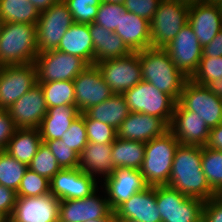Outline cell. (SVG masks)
I'll return each instance as SVG.
<instances>
[{"mask_svg": "<svg viewBox=\"0 0 222 222\" xmlns=\"http://www.w3.org/2000/svg\"><path fill=\"white\" fill-rule=\"evenodd\" d=\"M201 167L210 188L217 194L222 189V151L202 147Z\"/></svg>", "mask_w": 222, "mask_h": 222, "instance_id": "obj_35", "label": "cell"}, {"mask_svg": "<svg viewBox=\"0 0 222 222\" xmlns=\"http://www.w3.org/2000/svg\"><path fill=\"white\" fill-rule=\"evenodd\" d=\"M163 49L169 54L177 69L191 79L202 58V46L192 27L187 23Z\"/></svg>", "mask_w": 222, "mask_h": 222, "instance_id": "obj_13", "label": "cell"}, {"mask_svg": "<svg viewBox=\"0 0 222 222\" xmlns=\"http://www.w3.org/2000/svg\"><path fill=\"white\" fill-rule=\"evenodd\" d=\"M162 0H123L126 11L151 21Z\"/></svg>", "mask_w": 222, "mask_h": 222, "instance_id": "obj_44", "label": "cell"}, {"mask_svg": "<svg viewBox=\"0 0 222 222\" xmlns=\"http://www.w3.org/2000/svg\"><path fill=\"white\" fill-rule=\"evenodd\" d=\"M73 84L75 105L81 113L113 95L96 64L88 65L73 80Z\"/></svg>", "mask_w": 222, "mask_h": 222, "instance_id": "obj_15", "label": "cell"}, {"mask_svg": "<svg viewBox=\"0 0 222 222\" xmlns=\"http://www.w3.org/2000/svg\"><path fill=\"white\" fill-rule=\"evenodd\" d=\"M216 197L222 202V189L216 194Z\"/></svg>", "mask_w": 222, "mask_h": 222, "instance_id": "obj_58", "label": "cell"}, {"mask_svg": "<svg viewBox=\"0 0 222 222\" xmlns=\"http://www.w3.org/2000/svg\"><path fill=\"white\" fill-rule=\"evenodd\" d=\"M56 158L61 169H74L79 166V154L70 149L62 140L43 141Z\"/></svg>", "mask_w": 222, "mask_h": 222, "instance_id": "obj_43", "label": "cell"}, {"mask_svg": "<svg viewBox=\"0 0 222 222\" xmlns=\"http://www.w3.org/2000/svg\"><path fill=\"white\" fill-rule=\"evenodd\" d=\"M17 192L11 188L0 185V212L8 219L12 216L16 204Z\"/></svg>", "mask_w": 222, "mask_h": 222, "instance_id": "obj_46", "label": "cell"}, {"mask_svg": "<svg viewBox=\"0 0 222 222\" xmlns=\"http://www.w3.org/2000/svg\"><path fill=\"white\" fill-rule=\"evenodd\" d=\"M84 122L86 126L88 142L107 144L113 143L116 140L117 129L111 125L105 124L95 119H90L85 113Z\"/></svg>", "mask_w": 222, "mask_h": 222, "instance_id": "obj_40", "label": "cell"}, {"mask_svg": "<svg viewBox=\"0 0 222 222\" xmlns=\"http://www.w3.org/2000/svg\"><path fill=\"white\" fill-rule=\"evenodd\" d=\"M132 52L151 47L150 21L124 9L121 21L114 31Z\"/></svg>", "mask_w": 222, "mask_h": 222, "instance_id": "obj_24", "label": "cell"}, {"mask_svg": "<svg viewBox=\"0 0 222 222\" xmlns=\"http://www.w3.org/2000/svg\"><path fill=\"white\" fill-rule=\"evenodd\" d=\"M38 9L28 0H0V18L3 23H28L36 25Z\"/></svg>", "mask_w": 222, "mask_h": 222, "instance_id": "obj_32", "label": "cell"}, {"mask_svg": "<svg viewBox=\"0 0 222 222\" xmlns=\"http://www.w3.org/2000/svg\"><path fill=\"white\" fill-rule=\"evenodd\" d=\"M211 92L216 94L220 99H222V79H216L211 81L207 86H206Z\"/></svg>", "mask_w": 222, "mask_h": 222, "instance_id": "obj_51", "label": "cell"}, {"mask_svg": "<svg viewBox=\"0 0 222 222\" xmlns=\"http://www.w3.org/2000/svg\"><path fill=\"white\" fill-rule=\"evenodd\" d=\"M47 193H50V180L28 168L20 182L17 197H37Z\"/></svg>", "mask_w": 222, "mask_h": 222, "instance_id": "obj_37", "label": "cell"}, {"mask_svg": "<svg viewBox=\"0 0 222 222\" xmlns=\"http://www.w3.org/2000/svg\"><path fill=\"white\" fill-rule=\"evenodd\" d=\"M42 142L38 128L16 129L5 151L28 166Z\"/></svg>", "mask_w": 222, "mask_h": 222, "instance_id": "obj_29", "label": "cell"}, {"mask_svg": "<svg viewBox=\"0 0 222 222\" xmlns=\"http://www.w3.org/2000/svg\"><path fill=\"white\" fill-rule=\"evenodd\" d=\"M98 189L90 196L82 199L61 200L59 206V222H86L103 218H114L108 200L100 197Z\"/></svg>", "mask_w": 222, "mask_h": 222, "instance_id": "obj_16", "label": "cell"}, {"mask_svg": "<svg viewBox=\"0 0 222 222\" xmlns=\"http://www.w3.org/2000/svg\"><path fill=\"white\" fill-rule=\"evenodd\" d=\"M89 32L93 42L94 64L99 61L126 57L132 53L119 35L99 24L94 22L89 24Z\"/></svg>", "mask_w": 222, "mask_h": 222, "instance_id": "obj_25", "label": "cell"}, {"mask_svg": "<svg viewBox=\"0 0 222 222\" xmlns=\"http://www.w3.org/2000/svg\"><path fill=\"white\" fill-rule=\"evenodd\" d=\"M114 215L139 222H162L156 204V186H148L132 195L114 211Z\"/></svg>", "mask_w": 222, "mask_h": 222, "instance_id": "obj_23", "label": "cell"}, {"mask_svg": "<svg viewBox=\"0 0 222 222\" xmlns=\"http://www.w3.org/2000/svg\"><path fill=\"white\" fill-rule=\"evenodd\" d=\"M113 218H103V219H97V220H88L86 222H112Z\"/></svg>", "mask_w": 222, "mask_h": 222, "instance_id": "obj_54", "label": "cell"}, {"mask_svg": "<svg viewBox=\"0 0 222 222\" xmlns=\"http://www.w3.org/2000/svg\"><path fill=\"white\" fill-rule=\"evenodd\" d=\"M3 22H2V19L0 18V34H1V29H2V27H3Z\"/></svg>", "mask_w": 222, "mask_h": 222, "instance_id": "obj_59", "label": "cell"}, {"mask_svg": "<svg viewBox=\"0 0 222 222\" xmlns=\"http://www.w3.org/2000/svg\"><path fill=\"white\" fill-rule=\"evenodd\" d=\"M16 129L8 110L0 109V150H5Z\"/></svg>", "mask_w": 222, "mask_h": 222, "instance_id": "obj_45", "label": "cell"}, {"mask_svg": "<svg viewBox=\"0 0 222 222\" xmlns=\"http://www.w3.org/2000/svg\"><path fill=\"white\" fill-rule=\"evenodd\" d=\"M39 12L45 11L52 5L57 4L60 0H28Z\"/></svg>", "mask_w": 222, "mask_h": 222, "instance_id": "obj_50", "label": "cell"}, {"mask_svg": "<svg viewBox=\"0 0 222 222\" xmlns=\"http://www.w3.org/2000/svg\"><path fill=\"white\" fill-rule=\"evenodd\" d=\"M0 222H9V219L0 212Z\"/></svg>", "mask_w": 222, "mask_h": 222, "instance_id": "obj_56", "label": "cell"}, {"mask_svg": "<svg viewBox=\"0 0 222 222\" xmlns=\"http://www.w3.org/2000/svg\"><path fill=\"white\" fill-rule=\"evenodd\" d=\"M112 222H139V221H135V220H132V219L118 218L117 216L114 215V218H113Z\"/></svg>", "mask_w": 222, "mask_h": 222, "instance_id": "obj_53", "label": "cell"}, {"mask_svg": "<svg viewBox=\"0 0 222 222\" xmlns=\"http://www.w3.org/2000/svg\"><path fill=\"white\" fill-rule=\"evenodd\" d=\"M178 103L185 110L199 114L209 129L222 123V99L191 79L185 82Z\"/></svg>", "mask_w": 222, "mask_h": 222, "instance_id": "obj_10", "label": "cell"}, {"mask_svg": "<svg viewBox=\"0 0 222 222\" xmlns=\"http://www.w3.org/2000/svg\"><path fill=\"white\" fill-rule=\"evenodd\" d=\"M168 1L181 3V4L187 5L189 7L203 2V0H168Z\"/></svg>", "mask_w": 222, "mask_h": 222, "instance_id": "obj_52", "label": "cell"}, {"mask_svg": "<svg viewBox=\"0 0 222 222\" xmlns=\"http://www.w3.org/2000/svg\"><path fill=\"white\" fill-rule=\"evenodd\" d=\"M57 50L80 57L93 65L94 49L89 24L74 22L61 38Z\"/></svg>", "mask_w": 222, "mask_h": 222, "instance_id": "obj_28", "label": "cell"}, {"mask_svg": "<svg viewBox=\"0 0 222 222\" xmlns=\"http://www.w3.org/2000/svg\"><path fill=\"white\" fill-rule=\"evenodd\" d=\"M205 147L222 151V123L210 129Z\"/></svg>", "mask_w": 222, "mask_h": 222, "instance_id": "obj_49", "label": "cell"}, {"mask_svg": "<svg viewBox=\"0 0 222 222\" xmlns=\"http://www.w3.org/2000/svg\"><path fill=\"white\" fill-rule=\"evenodd\" d=\"M28 168L49 180L61 170L56 158L44 142L39 146Z\"/></svg>", "mask_w": 222, "mask_h": 222, "instance_id": "obj_36", "label": "cell"}, {"mask_svg": "<svg viewBox=\"0 0 222 222\" xmlns=\"http://www.w3.org/2000/svg\"><path fill=\"white\" fill-rule=\"evenodd\" d=\"M88 65L84 59L59 50L38 53L37 83L73 81Z\"/></svg>", "mask_w": 222, "mask_h": 222, "instance_id": "obj_8", "label": "cell"}, {"mask_svg": "<svg viewBox=\"0 0 222 222\" xmlns=\"http://www.w3.org/2000/svg\"><path fill=\"white\" fill-rule=\"evenodd\" d=\"M81 112L76 105H60L47 109L40 127L42 141L61 139Z\"/></svg>", "mask_w": 222, "mask_h": 222, "instance_id": "obj_27", "label": "cell"}, {"mask_svg": "<svg viewBox=\"0 0 222 222\" xmlns=\"http://www.w3.org/2000/svg\"><path fill=\"white\" fill-rule=\"evenodd\" d=\"M60 200L52 193L17 197L9 222H59Z\"/></svg>", "mask_w": 222, "mask_h": 222, "instance_id": "obj_18", "label": "cell"}, {"mask_svg": "<svg viewBox=\"0 0 222 222\" xmlns=\"http://www.w3.org/2000/svg\"><path fill=\"white\" fill-rule=\"evenodd\" d=\"M73 23L72 14L63 0L40 12L36 24L39 53L57 50L61 38Z\"/></svg>", "mask_w": 222, "mask_h": 222, "instance_id": "obj_9", "label": "cell"}, {"mask_svg": "<svg viewBox=\"0 0 222 222\" xmlns=\"http://www.w3.org/2000/svg\"><path fill=\"white\" fill-rule=\"evenodd\" d=\"M36 84L35 63L0 67V109L8 110Z\"/></svg>", "mask_w": 222, "mask_h": 222, "instance_id": "obj_12", "label": "cell"}, {"mask_svg": "<svg viewBox=\"0 0 222 222\" xmlns=\"http://www.w3.org/2000/svg\"><path fill=\"white\" fill-rule=\"evenodd\" d=\"M169 126L159 117L139 112H130L117 129V137L124 140L147 143L163 135Z\"/></svg>", "mask_w": 222, "mask_h": 222, "instance_id": "obj_21", "label": "cell"}, {"mask_svg": "<svg viewBox=\"0 0 222 222\" xmlns=\"http://www.w3.org/2000/svg\"><path fill=\"white\" fill-rule=\"evenodd\" d=\"M112 143L88 142L79 155V168L93 177L110 176L115 169L112 162ZM98 174V175H97ZM101 175V176H99Z\"/></svg>", "mask_w": 222, "mask_h": 222, "instance_id": "obj_26", "label": "cell"}, {"mask_svg": "<svg viewBox=\"0 0 222 222\" xmlns=\"http://www.w3.org/2000/svg\"><path fill=\"white\" fill-rule=\"evenodd\" d=\"M156 204L162 222H202L204 201L187 197L168 185L156 186Z\"/></svg>", "mask_w": 222, "mask_h": 222, "instance_id": "obj_6", "label": "cell"}, {"mask_svg": "<svg viewBox=\"0 0 222 222\" xmlns=\"http://www.w3.org/2000/svg\"><path fill=\"white\" fill-rule=\"evenodd\" d=\"M145 155V143L119 137L112 143L113 166L140 170Z\"/></svg>", "mask_w": 222, "mask_h": 222, "instance_id": "obj_31", "label": "cell"}, {"mask_svg": "<svg viewBox=\"0 0 222 222\" xmlns=\"http://www.w3.org/2000/svg\"><path fill=\"white\" fill-rule=\"evenodd\" d=\"M27 169L26 164L18 161L5 150H0V185L17 192Z\"/></svg>", "mask_w": 222, "mask_h": 222, "instance_id": "obj_34", "label": "cell"}, {"mask_svg": "<svg viewBox=\"0 0 222 222\" xmlns=\"http://www.w3.org/2000/svg\"><path fill=\"white\" fill-rule=\"evenodd\" d=\"M188 24L203 47L210 43L222 29V13L219 5L201 2L189 7Z\"/></svg>", "mask_w": 222, "mask_h": 222, "instance_id": "obj_22", "label": "cell"}, {"mask_svg": "<svg viewBox=\"0 0 222 222\" xmlns=\"http://www.w3.org/2000/svg\"><path fill=\"white\" fill-rule=\"evenodd\" d=\"M38 84L43 90L47 108L60 105H75L73 81H52Z\"/></svg>", "mask_w": 222, "mask_h": 222, "instance_id": "obj_33", "label": "cell"}, {"mask_svg": "<svg viewBox=\"0 0 222 222\" xmlns=\"http://www.w3.org/2000/svg\"><path fill=\"white\" fill-rule=\"evenodd\" d=\"M178 140L168 130L145 143L140 172L149 186L168 185Z\"/></svg>", "mask_w": 222, "mask_h": 222, "instance_id": "obj_4", "label": "cell"}, {"mask_svg": "<svg viewBox=\"0 0 222 222\" xmlns=\"http://www.w3.org/2000/svg\"><path fill=\"white\" fill-rule=\"evenodd\" d=\"M139 61L143 80L178 102L188 78L177 69L169 54L162 48L150 47L139 51Z\"/></svg>", "mask_w": 222, "mask_h": 222, "instance_id": "obj_2", "label": "cell"}, {"mask_svg": "<svg viewBox=\"0 0 222 222\" xmlns=\"http://www.w3.org/2000/svg\"><path fill=\"white\" fill-rule=\"evenodd\" d=\"M36 25L4 23L0 34V67L35 63L37 48Z\"/></svg>", "mask_w": 222, "mask_h": 222, "instance_id": "obj_3", "label": "cell"}, {"mask_svg": "<svg viewBox=\"0 0 222 222\" xmlns=\"http://www.w3.org/2000/svg\"><path fill=\"white\" fill-rule=\"evenodd\" d=\"M222 56V29L216 34L212 41L202 47V57Z\"/></svg>", "mask_w": 222, "mask_h": 222, "instance_id": "obj_48", "label": "cell"}, {"mask_svg": "<svg viewBox=\"0 0 222 222\" xmlns=\"http://www.w3.org/2000/svg\"><path fill=\"white\" fill-rule=\"evenodd\" d=\"M130 112L145 113L161 118L170 125L176 101L168 94L159 91L151 83L141 80L122 94Z\"/></svg>", "mask_w": 222, "mask_h": 222, "instance_id": "obj_5", "label": "cell"}, {"mask_svg": "<svg viewBox=\"0 0 222 222\" xmlns=\"http://www.w3.org/2000/svg\"><path fill=\"white\" fill-rule=\"evenodd\" d=\"M219 6H220V9H221V13H222V3Z\"/></svg>", "mask_w": 222, "mask_h": 222, "instance_id": "obj_60", "label": "cell"}, {"mask_svg": "<svg viewBox=\"0 0 222 222\" xmlns=\"http://www.w3.org/2000/svg\"><path fill=\"white\" fill-rule=\"evenodd\" d=\"M90 119L101 121L118 129L130 113L122 94H113L107 100L84 112Z\"/></svg>", "mask_w": 222, "mask_h": 222, "instance_id": "obj_30", "label": "cell"}, {"mask_svg": "<svg viewBox=\"0 0 222 222\" xmlns=\"http://www.w3.org/2000/svg\"><path fill=\"white\" fill-rule=\"evenodd\" d=\"M103 180L104 184L101 186L113 212L132 195L149 186L140 170L133 168L116 167L111 175Z\"/></svg>", "mask_w": 222, "mask_h": 222, "instance_id": "obj_14", "label": "cell"}, {"mask_svg": "<svg viewBox=\"0 0 222 222\" xmlns=\"http://www.w3.org/2000/svg\"><path fill=\"white\" fill-rule=\"evenodd\" d=\"M95 64L113 94H123L143 80L139 52Z\"/></svg>", "mask_w": 222, "mask_h": 222, "instance_id": "obj_11", "label": "cell"}, {"mask_svg": "<svg viewBox=\"0 0 222 222\" xmlns=\"http://www.w3.org/2000/svg\"><path fill=\"white\" fill-rule=\"evenodd\" d=\"M47 109L43 90L37 83L19 98L8 112L17 129L39 128Z\"/></svg>", "mask_w": 222, "mask_h": 222, "instance_id": "obj_19", "label": "cell"}, {"mask_svg": "<svg viewBox=\"0 0 222 222\" xmlns=\"http://www.w3.org/2000/svg\"><path fill=\"white\" fill-rule=\"evenodd\" d=\"M96 180L95 177L83 172L79 167L61 169L50 180V193L60 201L82 199L99 189Z\"/></svg>", "mask_w": 222, "mask_h": 222, "instance_id": "obj_17", "label": "cell"}, {"mask_svg": "<svg viewBox=\"0 0 222 222\" xmlns=\"http://www.w3.org/2000/svg\"><path fill=\"white\" fill-rule=\"evenodd\" d=\"M124 9L122 2H101L93 22L114 32L119 26L121 21V12Z\"/></svg>", "mask_w": 222, "mask_h": 222, "instance_id": "obj_42", "label": "cell"}, {"mask_svg": "<svg viewBox=\"0 0 222 222\" xmlns=\"http://www.w3.org/2000/svg\"><path fill=\"white\" fill-rule=\"evenodd\" d=\"M60 140L67 144L70 149H73L79 155L81 154L84 147L88 144L84 113H81L74 119Z\"/></svg>", "mask_w": 222, "mask_h": 222, "instance_id": "obj_41", "label": "cell"}, {"mask_svg": "<svg viewBox=\"0 0 222 222\" xmlns=\"http://www.w3.org/2000/svg\"><path fill=\"white\" fill-rule=\"evenodd\" d=\"M203 2L220 5L222 3V0H203Z\"/></svg>", "mask_w": 222, "mask_h": 222, "instance_id": "obj_55", "label": "cell"}, {"mask_svg": "<svg viewBox=\"0 0 222 222\" xmlns=\"http://www.w3.org/2000/svg\"><path fill=\"white\" fill-rule=\"evenodd\" d=\"M202 147L179 144L176 149L168 186L187 197L204 202L216 196L201 167Z\"/></svg>", "mask_w": 222, "mask_h": 222, "instance_id": "obj_1", "label": "cell"}, {"mask_svg": "<svg viewBox=\"0 0 222 222\" xmlns=\"http://www.w3.org/2000/svg\"><path fill=\"white\" fill-rule=\"evenodd\" d=\"M195 112L185 110L176 102L169 130L180 144L204 147L210 129Z\"/></svg>", "mask_w": 222, "mask_h": 222, "instance_id": "obj_20", "label": "cell"}, {"mask_svg": "<svg viewBox=\"0 0 222 222\" xmlns=\"http://www.w3.org/2000/svg\"><path fill=\"white\" fill-rule=\"evenodd\" d=\"M189 6L162 0L150 21L151 47L164 48L188 23Z\"/></svg>", "mask_w": 222, "mask_h": 222, "instance_id": "obj_7", "label": "cell"}, {"mask_svg": "<svg viewBox=\"0 0 222 222\" xmlns=\"http://www.w3.org/2000/svg\"><path fill=\"white\" fill-rule=\"evenodd\" d=\"M222 79V56L202 57L197 71L191 80L199 85L207 86L211 81Z\"/></svg>", "mask_w": 222, "mask_h": 222, "instance_id": "obj_38", "label": "cell"}, {"mask_svg": "<svg viewBox=\"0 0 222 222\" xmlns=\"http://www.w3.org/2000/svg\"><path fill=\"white\" fill-rule=\"evenodd\" d=\"M101 2H112V3H118L123 2V0H100Z\"/></svg>", "mask_w": 222, "mask_h": 222, "instance_id": "obj_57", "label": "cell"}, {"mask_svg": "<svg viewBox=\"0 0 222 222\" xmlns=\"http://www.w3.org/2000/svg\"><path fill=\"white\" fill-rule=\"evenodd\" d=\"M202 222H222V202L216 196L204 202Z\"/></svg>", "mask_w": 222, "mask_h": 222, "instance_id": "obj_47", "label": "cell"}, {"mask_svg": "<svg viewBox=\"0 0 222 222\" xmlns=\"http://www.w3.org/2000/svg\"><path fill=\"white\" fill-rule=\"evenodd\" d=\"M72 14L75 23L91 24L93 23L100 0H63Z\"/></svg>", "mask_w": 222, "mask_h": 222, "instance_id": "obj_39", "label": "cell"}]
</instances>
